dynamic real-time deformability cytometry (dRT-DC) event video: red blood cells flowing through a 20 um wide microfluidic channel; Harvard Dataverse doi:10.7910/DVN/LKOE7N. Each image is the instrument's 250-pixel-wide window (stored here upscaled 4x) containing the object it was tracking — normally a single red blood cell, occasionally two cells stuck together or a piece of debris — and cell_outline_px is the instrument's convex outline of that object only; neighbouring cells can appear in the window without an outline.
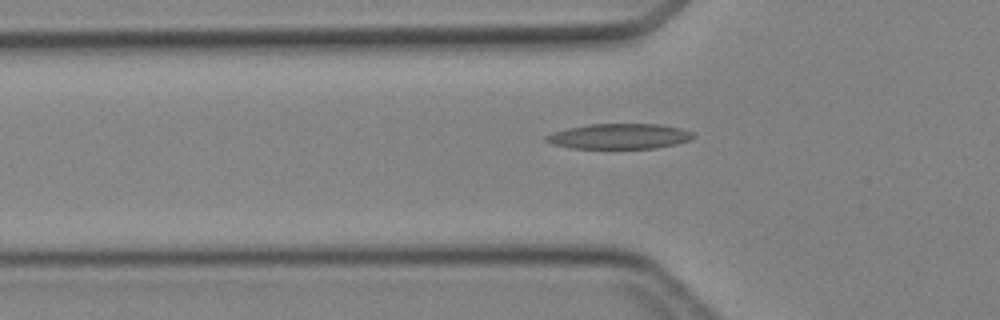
{"species": "Egyptian fruit bat (a non-hibernating species)", "species_latin": "Rousettus aegyptiacus", "temperature_condition": "cold", "stored_images_in_passage": 4, "camera_frame_rate_fps": 3000, "um_per_image_px": 0.085, "animal": {"sex": "female"}, "frame": {"image": 1, "passage_image": 4, "time_ms": 4.333, "image_size_px": [1000, 320], "cell_outline_px": [[696, 136], [688, 140], [676, 144], [656, 148], [572, 148], [552, 144], [544, 140], [544, 136], [552, 132], [568, 128], [588, 124], [660, 124], [680, 128], [692, 132]], "centroid_in_image_um": [52.62, 11.58], "position_along_channel_um": 73.2, "area_um2": 21.68}}